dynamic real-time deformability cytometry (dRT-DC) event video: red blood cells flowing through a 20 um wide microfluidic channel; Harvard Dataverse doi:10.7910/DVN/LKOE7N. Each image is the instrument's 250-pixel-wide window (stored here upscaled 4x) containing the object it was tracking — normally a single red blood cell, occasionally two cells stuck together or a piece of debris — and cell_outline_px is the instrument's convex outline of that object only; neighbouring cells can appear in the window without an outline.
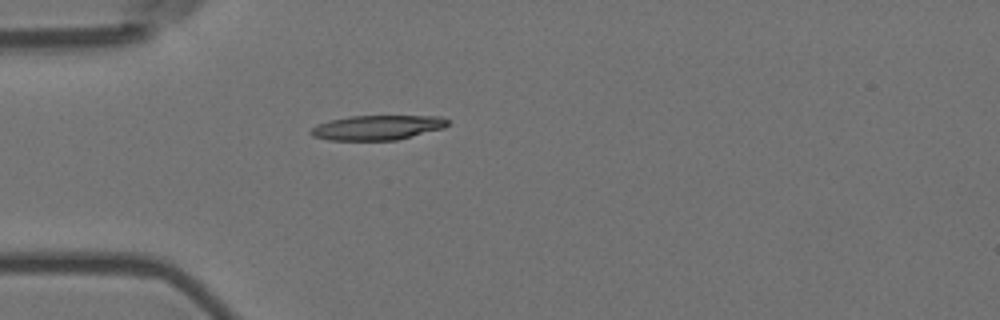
{"species": "Egyptian fruit bat (a non-hibernating species)", "species_latin": "Rousettus aegyptiacus", "temperature_condition": "room temperature", "stored_images_in_passage": 4, "camera_frame_rate_fps": 3000, "um_per_image_px": 0.085, "animal": {"sex": "female"}, "frame": {"image": 1, "passage_image": 4, "time_ms": 1.0, "image_size_px": [1000, 320], "cell_outline_px": [[448, 124], [444, 128], [396, 140], [328, 140], [312, 136], [308, 132], [316, 124], [328, 120], [348, 116], [440, 116], [448, 120]], "centroid_in_image_um": [32.02, 10.84], "position_along_channel_um": 53.0, "area_um2": 19.77}}